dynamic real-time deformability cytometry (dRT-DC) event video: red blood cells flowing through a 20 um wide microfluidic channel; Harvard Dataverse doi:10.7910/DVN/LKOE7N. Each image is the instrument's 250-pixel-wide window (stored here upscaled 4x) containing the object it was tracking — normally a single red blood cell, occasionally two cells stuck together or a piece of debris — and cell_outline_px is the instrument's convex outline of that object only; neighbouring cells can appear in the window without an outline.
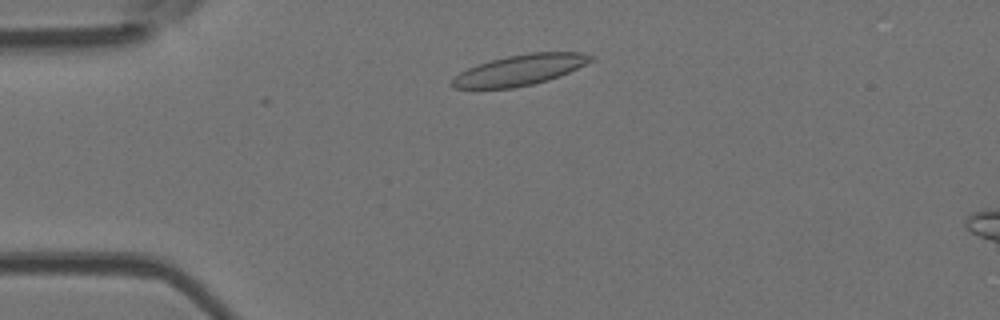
{"species": "Egyptian fruit bat (a non-hibernating species)", "species_latin": "Rousettus aegyptiacus", "temperature_condition": "room temperature", "stored_images_in_passage": 6, "camera_frame_rate_fps": 3000, "um_per_image_px": 0.085, "animal": {"sex": "female"}, "frame": {"image": 1, "passage_image": 6, "time_ms": 1.667, "image_size_px": [1000, 320], "cell_outline_px": [[596, 56], [592, 60], [560, 76], [548, 80], [532, 84], [512, 88], [452, 88], [448, 84], [460, 72], [476, 64], [508, 56], [528, 52], [580, 52]], "centroid_in_image_um": [44.17, 5.94], "position_along_channel_um": 40.8, "area_um2": 24.62}}